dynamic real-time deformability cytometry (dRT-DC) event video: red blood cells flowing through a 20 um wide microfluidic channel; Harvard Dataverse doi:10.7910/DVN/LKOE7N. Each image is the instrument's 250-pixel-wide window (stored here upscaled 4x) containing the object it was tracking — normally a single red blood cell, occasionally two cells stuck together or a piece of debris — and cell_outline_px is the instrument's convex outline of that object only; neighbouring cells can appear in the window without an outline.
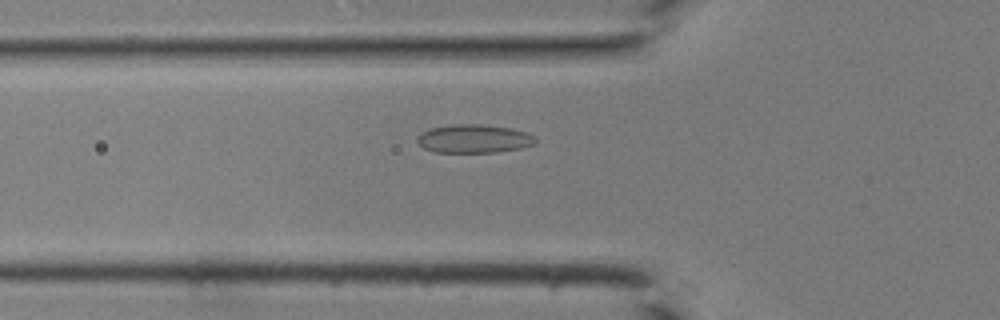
{"species": "common noctule bat (a hibernating species)", "species_latin": "Nyctalus noctula", "temperature_condition": "room temperature", "stored_images_in_passage": 35, "camera_frame_rate_fps": 3000, "um_per_image_px": 0.085, "animal": {"sex": "male", "body_mass_g": 19.0, "forearm_length_mm": 50.8}, "frame": {"image": 1, "passage_image": 8, "time_ms": 2.333, "image_size_px": [1000, 320], "cell_outline_px": [[536, 144], [520, 148], [496, 152], [432, 152], [424, 148], [416, 140], [424, 132], [432, 128], [452, 124], [480, 124], [512, 128], [536, 136]], "centroid_in_image_um": [40.32, 11.79], "position_along_channel_um": 85.5, "area_um2": 19.48}}
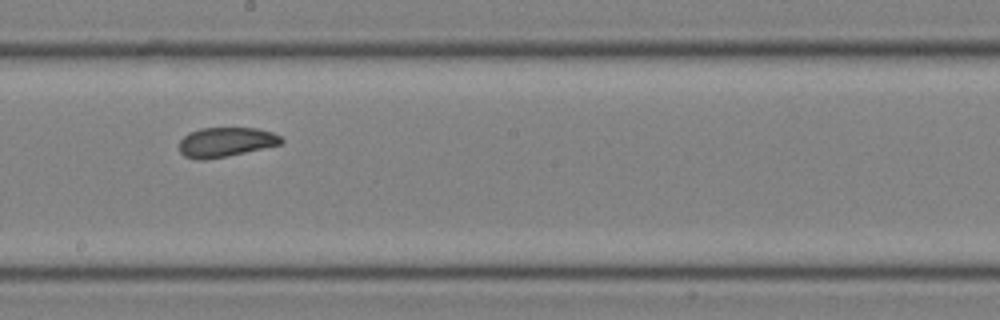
{"frame": {"image": 2, "passage_image": 17, "time_ms": 5.333, "image_size_px": [1000, 320], "cell_outline_px": [[284, 140], [280, 144], [228, 156], [204, 160], [196, 160], [184, 156], [180, 152], [180, 140], [188, 132], [200, 128], [256, 128], [272, 132], [280, 136]], "centroid_in_image_um": [19.16, 12.08], "position_along_channel_um": 229.0, "area_um2": 17.57}}
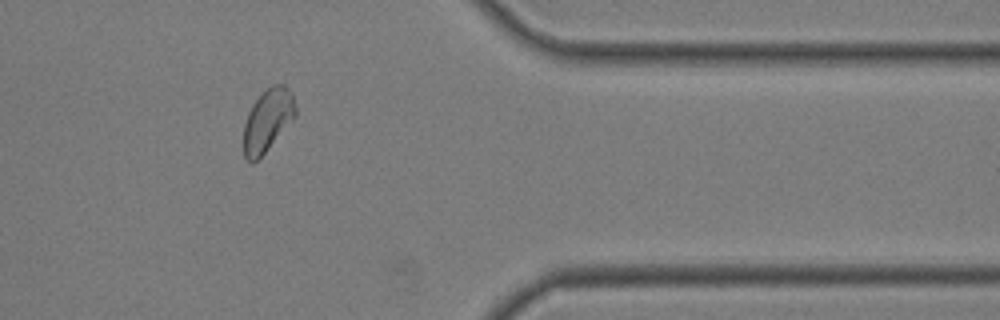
{"frame": {"image": 3, "passage_image": 28, "time_ms": 9.0, "image_size_px": [1000, 320], "cell_outline_px": [[296, 116], [264, 152], [252, 164], [244, 156], [244, 124], [248, 112], [252, 104], [272, 84], [284, 84], [292, 92], [296, 108]], "centroid_in_image_um": [22.75, 10.2], "position_along_channel_um": 388.6, "area_um2": 18.55}}